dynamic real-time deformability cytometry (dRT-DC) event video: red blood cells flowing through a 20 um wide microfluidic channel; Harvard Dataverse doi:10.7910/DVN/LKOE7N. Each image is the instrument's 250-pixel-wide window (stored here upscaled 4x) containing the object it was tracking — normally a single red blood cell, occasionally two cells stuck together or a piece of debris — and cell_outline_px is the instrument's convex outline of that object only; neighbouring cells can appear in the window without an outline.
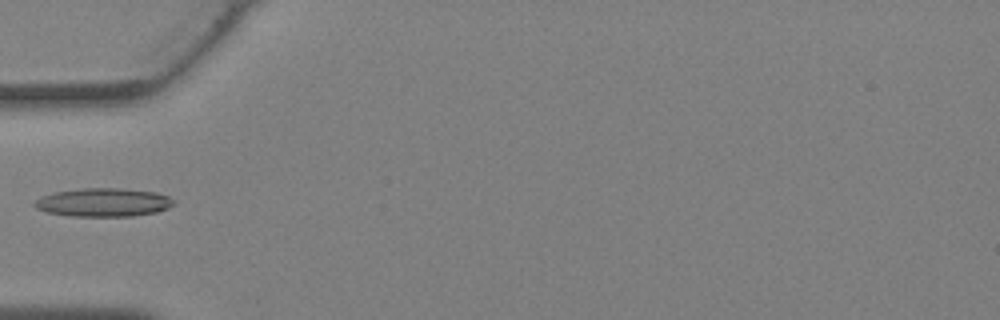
{"species": "Egyptian fruit bat (a non-hibernating species)", "species_latin": "Rousettus aegyptiacus", "temperature_condition": "warm", "stored_images_in_passage": 23, "camera_frame_rate_fps": 3000, "um_per_image_px": 0.085, "animal": {"sex": "female"}, "frame": {"image": 1, "passage_image": 1, "time_ms": 0.0, "image_size_px": [1000, 320], "cell_outline_px": [[176, 204], [168, 208], [156, 212], [132, 216], [68, 216], [48, 212], [36, 208], [32, 204], [36, 200], [44, 196], [56, 192], [84, 188], [120, 188], [156, 192], [168, 196], [176, 200]], "centroid_in_image_um": [8.84, 17.2], "position_along_channel_um": 76.2, "area_um2": 23.06}}
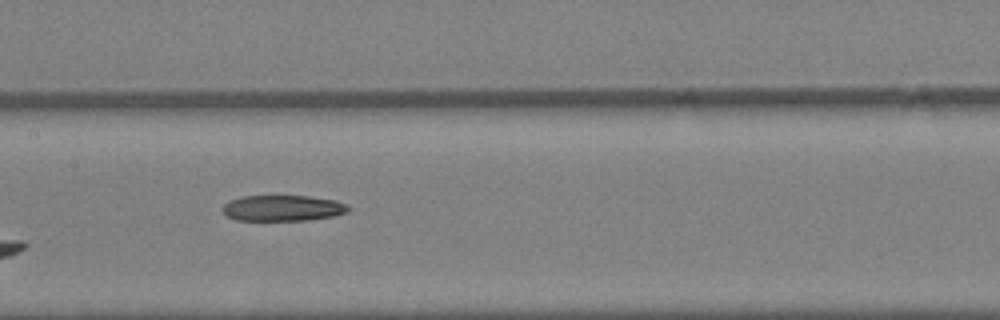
{"frame": {"image": 2, "passage_image": 7, "time_ms": 2.0, "image_size_px": [1000, 320], "cell_outline_px": [[348, 212], [336, 216], [308, 220], [236, 220], [228, 216], [220, 208], [224, 204], [240, 196], [308, 196], [336, 200], [348, 204]], "centroid_in_image_um": [24.06, 17.69], "position_along_channel_um": 183.3, "area_um2": 19.02}}
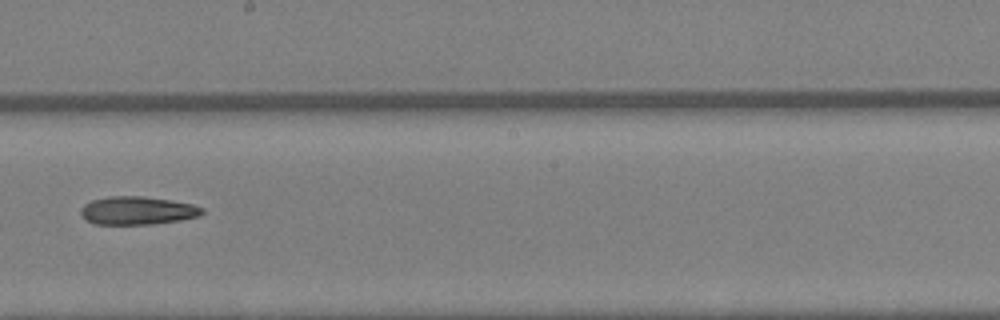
{"frame": {"image": 3, "passage_image": 10, "time_ms": 3.0, "image_size_px": [1000, 320], "cell_outline_px": [[204, 212], [196, 216], [180, 220], [152, 224], [96, 224], [84, 220], [80, 212], [80, 208], [84, 204], [92, 200], [108, 196], [144, 196], [192, 204], [204, 208]], "centroid_in_image_um": [11.63, 17.89], "position_along_channel_um": 236.6, "area_um2": 19.88}}